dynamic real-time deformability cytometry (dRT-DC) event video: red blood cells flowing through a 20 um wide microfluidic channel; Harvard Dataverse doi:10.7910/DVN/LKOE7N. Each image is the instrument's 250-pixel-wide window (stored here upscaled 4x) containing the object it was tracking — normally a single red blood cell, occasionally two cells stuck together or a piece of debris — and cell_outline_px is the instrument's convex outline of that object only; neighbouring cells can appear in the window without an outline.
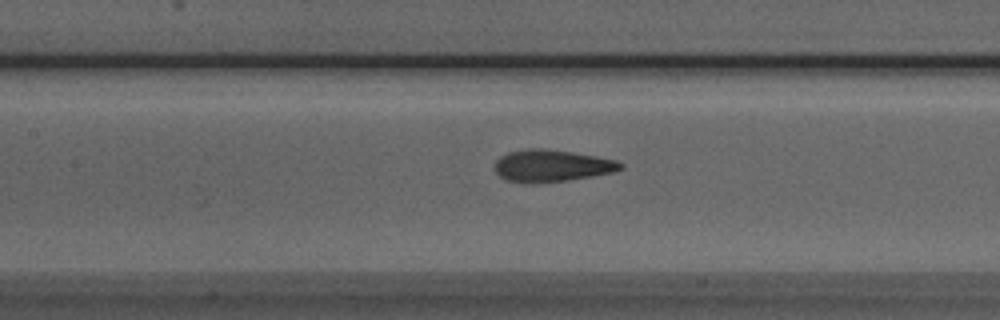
{"species": "Egyptian fruit bat (a non-hibernating species)", "species_latin": "Rousettus aegyptiacus", "temperature_condition": "room temperature", "stored_images_in_passage": 38, "camera_frame_rate_fps": 3000, "um_per_image_px": 0.085, "animal": {"sex": "male"}, "frame": {"image": 1, "passage_image": 10, "time_ms": 3.0, "image_size_px": [1000, 320], "cell_outline_px": [[624, 168], [612, 172], [592, 176], [568, 180], [536, 184], [524, 184], [504, 180], [496, 172], [496, 160], [500, 156], [508, 152], [528, 148], [540, 148], [572, 152], [596, 156], [616, 160], [624, 164]], "centroid_in_image_um": [46.87, 14.1], "position_along_channel_um": 160.5, "area_um2": 23.7}}
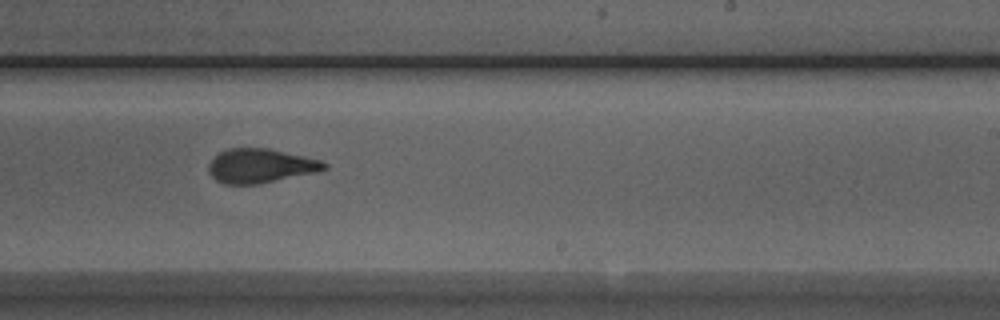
{"frame": {"image": 2, "passage_image": 18, "time_ms": 5.667, "image_size_px": [1000, 320], "cell_outline_px": [[328, 168], [316, 172], [256, 184], [224, 184], [216, 180], [208, 172], [208, 164], [220, 152], [228, 148], [268, 148], [320, 160], [328, 164]], "centroid_in_image_um": [22.12, 14.09], "position_along_channel_um": 266.9, "area_um2": 22.77}}
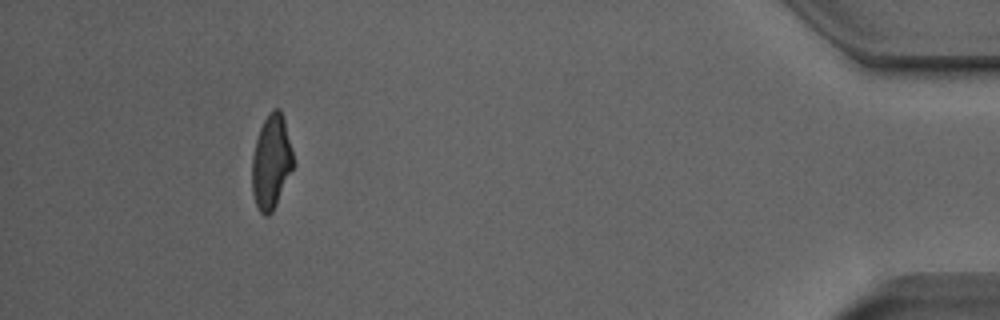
{"frame": {"image": 3, "passage_image": 34, "time_ms": 11.0, "image_size_px": [1000, 320], "cell_outline_px": [[296, 164], [272, 212], [268, 216], [264, 216], [260, 212], [256, 204], [252, 192], [252, 156], [256, 140], [260, 128], [268, 112], [272, 108], [280, 108], [284, 120]], "centroid_in_image_um": [23.07, 13.76], "position_along_channel_um": 412.1, "area_um2": 22.83}, "authors_computed_cell_mechanics": {"area_um2": 23.4957, "velocity_mm_per_s": 3.9974, "shape_relaxation_time_tau1_ms": 4.1997, "shape_relaxation_time_tau2_ms": 1.2694, "deformation_change_tau1": 0.18, "deformation_change_tau2": 0.0883}}